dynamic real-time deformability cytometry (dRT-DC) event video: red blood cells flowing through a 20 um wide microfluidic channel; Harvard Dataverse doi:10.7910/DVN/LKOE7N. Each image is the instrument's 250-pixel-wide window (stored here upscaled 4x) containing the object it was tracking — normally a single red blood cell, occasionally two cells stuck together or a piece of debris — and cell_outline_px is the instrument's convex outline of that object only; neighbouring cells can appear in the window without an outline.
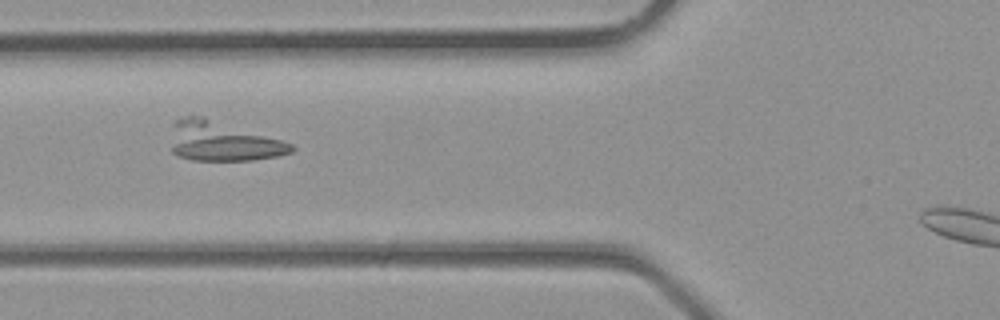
{"species": "common noctule bat (a hibernating species)", "species_latin": "Nyctalus noctula", "temperature_condition": "room temperature", "stored_images_in_passage": 5, "segment_of_instrument_passage": [1, 2], "camera_frame_rate_fps": 3000, "um_per_image_px": 0.085, "animal": {"sex": "male", "body_mass_g": 23.1, "forearm_length_mm": 52.7}, "frame": {"image": 1, "passage_image": 4, "time_ms": 1.0, "image_size_px": [1000, 320], "cell_outline_px": [[296, 148], [292, 152], [276, 156], [252, 160], [192, 160], [176, 156], [172, 152], [172, 124], [176, 120], [192, 112], [280, 140], [292, 144]], "centroid_in_image_um": [18.85, 11.98], "position_along_channel_um": 107.0, "area_um2": 28.03}}